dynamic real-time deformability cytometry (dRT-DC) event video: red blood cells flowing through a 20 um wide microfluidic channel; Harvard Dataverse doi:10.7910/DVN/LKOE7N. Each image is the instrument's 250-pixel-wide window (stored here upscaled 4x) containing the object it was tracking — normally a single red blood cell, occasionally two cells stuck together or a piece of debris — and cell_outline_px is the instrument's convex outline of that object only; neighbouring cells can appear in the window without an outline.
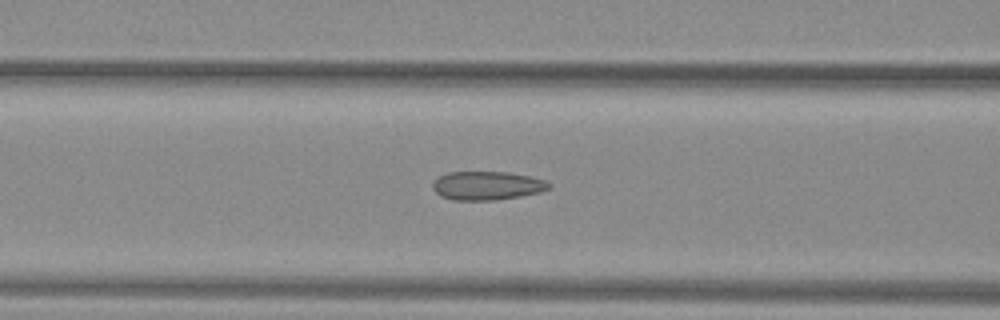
{"species": "common noctule bat (a hibernating species)", "species_latin": "Nyctalus noctula", "temperature_condition": "warm", "stored_images_in_passage": 33, "camera_frame_rate_fps": 3000, "um_per_image_px": 0.085, "animal": {"sex": "female", "body_mass_g": 29.2, "forearm_length_mm": 56.3}, "frame": {"image": 1, "passage_image": 13, "time_ms": 4.0, "image_size_px": [1000, 320], "cell_outline_px": [[552, 184], [548, 188], [540, 192], [520, 196], [496, 200], [452, 200], [440, 196], [432, 188], [432, 184], [440, 176], [448, 172], [508, 172], [528, 176], [544, 180]], "centroid_in_image_um": [41.38, 15.78], "position_along_channel_um": 125.2, "area_um2": 19.31}}
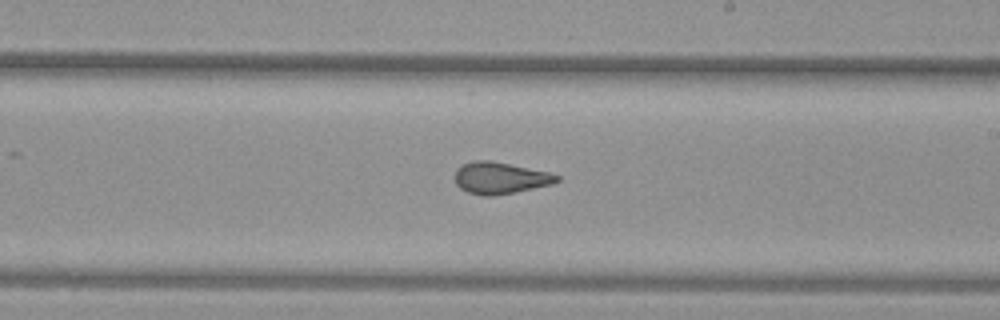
{"frame": {"image": 2, "passage_image": 22, "time_ms": 7.0, "image_size_px": [1000, 320], "cell_outline_px": [[560, 180], [552, 184], [516, 192], [492, 196], [484, 196], [468, 192], [460, 188], [456, 184], [456, 168], [460, 164], [472, 160], [492, 160], [548, 172], [560, 176]], "centroid_in_image_um": [42.49, 15.12], "position_along_channel_um": 246.5, "area_um2": 18.96}}
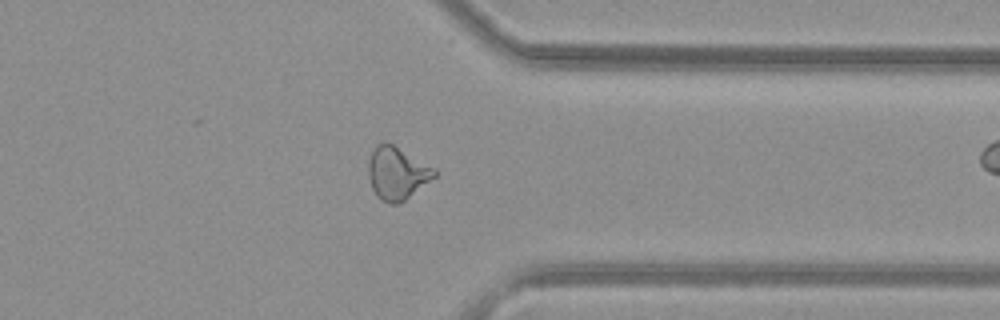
{"frame": {"image": 3, "passage_image": 32, "time_ms": 10.333, "image_size_px": [1000, 320], "cell_outline_px": [[440, 172], [436, 176], [404, 200], [396, 204], [388, 204], [380, 200], [376, 196], [372, 188], [368, 176], [368, 164], [372, 152], [376, 144], [392, 144], [436, 168]], "centroid_in_image_um": [33.76, 14.74], "position_along_channel_um": 377.6, "area_um2": 20.17}}